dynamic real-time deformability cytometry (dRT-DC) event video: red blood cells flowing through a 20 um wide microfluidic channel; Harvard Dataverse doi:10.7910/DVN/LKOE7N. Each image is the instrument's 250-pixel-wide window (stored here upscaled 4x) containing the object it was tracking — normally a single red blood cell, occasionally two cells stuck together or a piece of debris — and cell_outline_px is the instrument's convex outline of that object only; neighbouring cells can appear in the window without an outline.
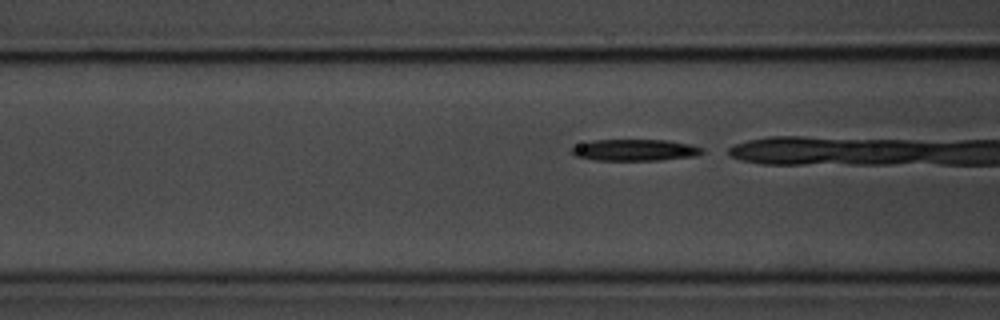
{"species": "common noctule bat (a hibernating species)", "species_latin": "Nyctalus noctula", "temperature_condition": "room temperature", "stored_images_in_passage": 16, "camera_frame_rate_fps": 3000, "um_per_image_px": 0.085, "animal": {"sex": "male", "body_mass_g": 20.1, "forearm_length_mm": 53.5}, "frame": {"image": 1, "passage_image": 3, "time_ms": 0.667, "image_size_px": [1000, 320], "cell_outline_px": [[704, 152], [696, 156], [660, 160], [596, 160], [576, 156], [572, 152], [572, 148], [580, 144], [592, 140], [668, 140], [688, 144], [704, 148]], "centroid_in_image_um": [54.02, 12.75], "position_along_channel_um": 112.6, "area_um2": 16.24}}